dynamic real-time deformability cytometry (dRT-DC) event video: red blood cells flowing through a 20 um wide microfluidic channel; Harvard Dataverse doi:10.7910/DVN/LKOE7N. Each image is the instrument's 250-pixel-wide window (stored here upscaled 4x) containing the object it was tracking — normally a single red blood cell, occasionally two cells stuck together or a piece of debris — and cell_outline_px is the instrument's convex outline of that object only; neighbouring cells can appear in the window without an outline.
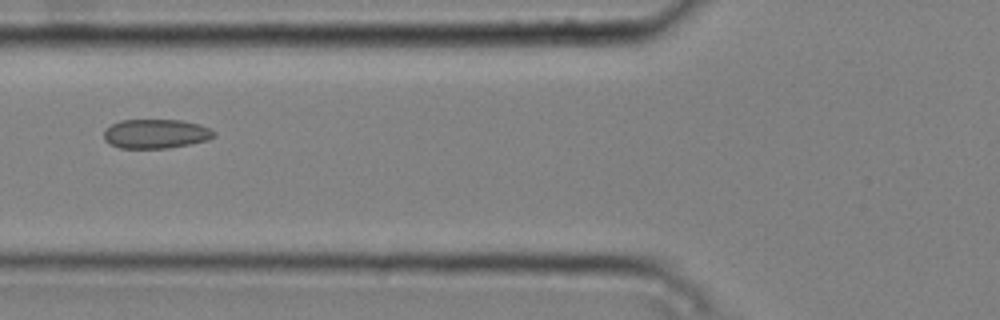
{"species": "common noctule bat (a hibernating species)", "species_latin": "Nyctalus noctula", "temperature_condition": "cold", "stored_images_in_passage": 5, "camera_frame_rate_fps": 3000, "um_per_image_px": 0.085, "animal": {"sex": "male", "body_mass_g": 20.4}, "frame": {"image": 1, "passage_image": 5, "time_ms": 1.333, "image_size_px": [1000, 320], "cell_outline_px": [[216, 136], [208, 140], [168, 148], [120, 148], [108, 144], [104, 140], [104, 128], [120, 120], [184, 120], [200, 124], [216, 132]], "centroid_in_image_um": [13.23, 11.37], "position_along_channel_um": 112.6, "area_um2": 18.96}}